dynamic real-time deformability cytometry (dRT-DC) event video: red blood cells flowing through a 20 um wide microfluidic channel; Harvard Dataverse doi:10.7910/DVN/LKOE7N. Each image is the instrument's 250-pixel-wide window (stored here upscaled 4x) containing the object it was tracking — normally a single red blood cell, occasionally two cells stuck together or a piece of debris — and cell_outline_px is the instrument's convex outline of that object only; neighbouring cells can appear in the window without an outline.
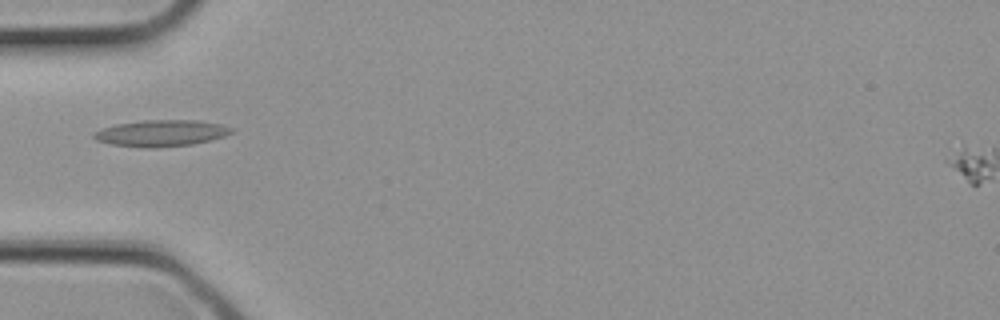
{"species": "common noctule bat (a hibernating species)", "species_latin": "Nyctalus noctula", "temperature_condition": "cold", "stored_images_in_passage": 1, "camera_frame_rate_fps": 3000, "um_per_image_px": 0.085, "animal": {"sex": "female", "body_mass_g": 21.9}, "frame": {"image": 1, "passage_image": 1, "time_ms": 0.0, "image_size_px": [1000, 320], "cell_outline_px": [[236, 132], [212, 140], [192, 144], [156, 148], [140, 148], [112, 144], [96, 140], [92, 136], [92, 132], [100, 128], [116, 124], [144, 120], [200, 120], [220, 124], [236, 128]], "centroid_in_image_um": [13.72, 11.32], "position_along_channel_um": 71.3, "area_um2": 21.62}}